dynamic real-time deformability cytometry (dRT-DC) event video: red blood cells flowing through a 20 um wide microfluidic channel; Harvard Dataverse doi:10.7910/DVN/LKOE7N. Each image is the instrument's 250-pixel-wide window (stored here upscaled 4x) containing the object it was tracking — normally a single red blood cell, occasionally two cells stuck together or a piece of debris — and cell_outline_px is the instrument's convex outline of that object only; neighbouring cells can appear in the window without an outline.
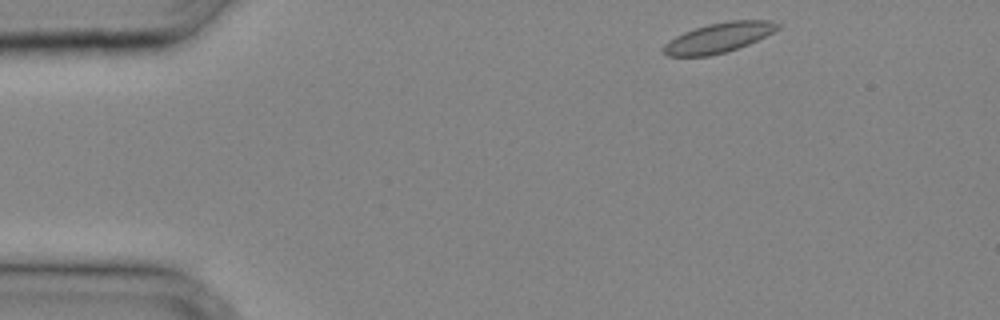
{"species": "common noctule bat (a hibernating species)", "species_latin": "Nyctalus noctula", "temperature_condition": "cold", "stored_images_in_passage": 26, "camera_frame_rate_fps": 3000, "um_per_image_px": 0.085, "animal": {"sex": "male", "body_mass_g": 20.4}, "frame": {"image": 1, "passage_image": 1, "time_ms": 0.0, "image_size_px": [1000, 320], "cell_outline_px": [[780, 28], [748, 44], [724, 52], [708, 56], [668, 56], [664, 52], [664, 44], [676, 36], [684, 32], [708, 24], [732, 20], [772, 20], [780, 24]], "centroid_in_image_um": [61.1, 3.19], "position_along_channel_um": 23.9, "area_um2": 19.48}}
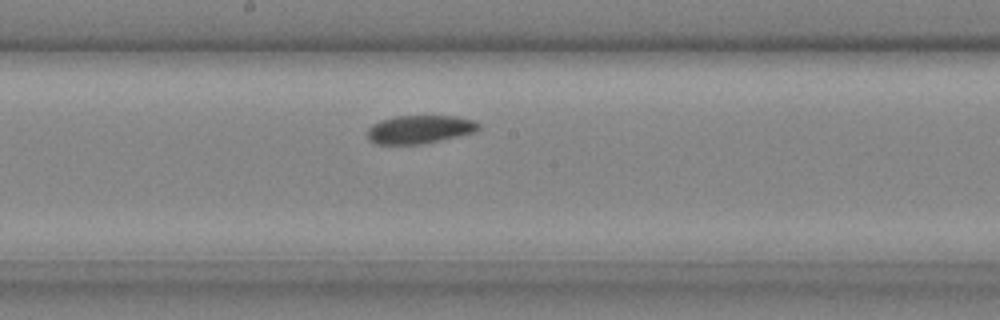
{"frame": {"image": 2, "passage_image": 15, "time_ms": 4.667, "image_size_px": [1000, 320], "cell_outline_px": [[480, 128], [476, 132], [424, 144], [376, 144], [368, 140], [368, 128], [372, 124], [380, 120], [396, 116], [456, 116], [476, 120], [480, 124]], "centroid_in_image_um": [35.7, 11.0], "position_along_channel_um": 212.5, "area_um2": 18.55}}
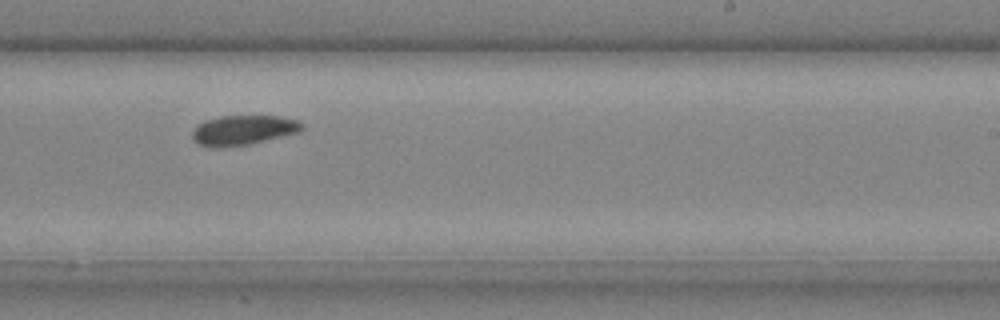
{"frame": {"image": 3, "passage_image": 18, "time_ms": 5.667, "image_size_px": [1000, 320], "cell_outline_px": [[304, 128], [300, 132], [248, 144], [216, 148], [196, 144], [192, 140], [192, 132], [196, 124], [204, 120], [220, 116], [280, 116], [296, 120], [304, 124]], "centroid_in_image_um": [20.63, 11.06], "position_along_channel_um": 268.4, "area_um2": 19.19}}